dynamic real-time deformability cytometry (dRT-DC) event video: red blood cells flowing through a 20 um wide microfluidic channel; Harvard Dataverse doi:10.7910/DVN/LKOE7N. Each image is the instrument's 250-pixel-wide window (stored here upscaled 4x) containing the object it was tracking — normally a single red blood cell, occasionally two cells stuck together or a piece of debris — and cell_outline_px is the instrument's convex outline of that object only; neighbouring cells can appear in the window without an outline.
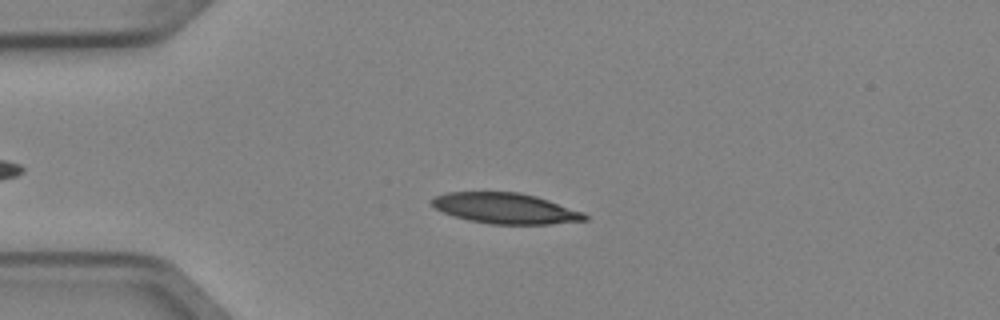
{"species": "Egyptian fruit bat (a non-hibernating species)", "species_latin": "Rousettus aegyptiacus", "temperature_condition": "cold", "stored_images_in_passage": 4, "camera_frame_rate_fps": 3000, "um_per_image_px": 0.085, "animal": {"sex": "female"}, "frame": {"image": 1, "passage_image": 4, "time_ms": 1.0, "image_size_px": [1000, 320], "cell_outline_px": [[588, 220], [552, 224], [492, 224], [468, 220], [452, 216], [436, 208], [432, 204], [432, 200], [436, 196], [448, 192], [520, 192], [536, 196], [584, 212], [588, 216]], "centroid_in_image_um": [43.0, 17.71], "position_along_channel_um": 42.0, "area_um2": 27.22}}